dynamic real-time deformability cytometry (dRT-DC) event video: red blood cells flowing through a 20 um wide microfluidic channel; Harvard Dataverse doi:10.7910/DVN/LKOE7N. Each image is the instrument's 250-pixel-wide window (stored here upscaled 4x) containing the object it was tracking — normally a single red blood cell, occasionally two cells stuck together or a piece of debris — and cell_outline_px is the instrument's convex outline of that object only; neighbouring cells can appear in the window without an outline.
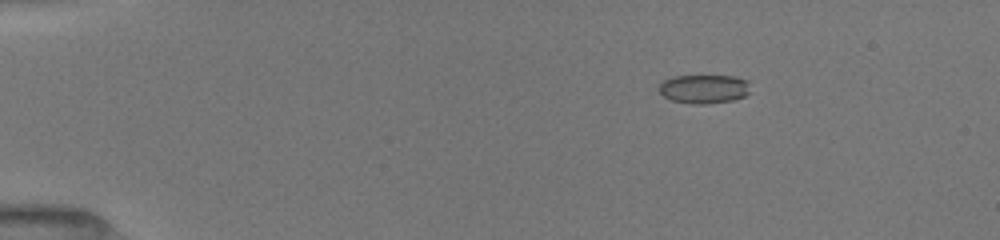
{"species": "common noctule bat (a hibernating species)", "species_latin": "Nyctalus noctula", "temperature_condition": "room temperature", "stored_images_in_passage": 7, "camera_frame_rate_fps": 3000, "um_per_image_px": 0.085, "animal": {"sex": "female", "body_mass_g": 19.5, "forearm_length_mm": 54.1}, "frame": {"image": 1, "passage_image": 3, "time_ms": 2.333, "image_size_px": [1000, 240], "cell_outline_px": [[748, 92], [744, 96], [732, 100], [708, 104], [692, 104], [672, 100], [664, 96], [656, 88], [664, 80], [672, 76], [736, 76], [748, 80]], "centroid_in_image_um": [59.81, 7.55], "position_along_channel_um": 25.2, "area_um2": 15.37}}
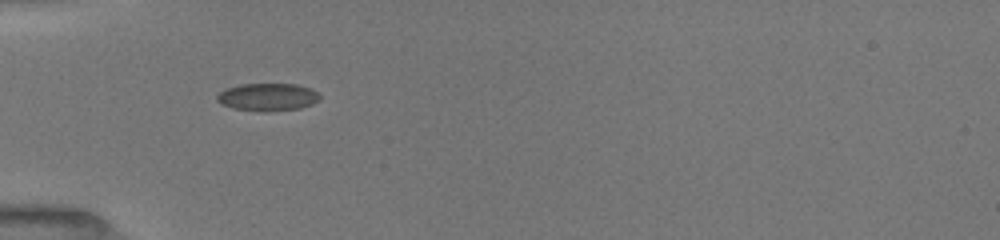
{"frame": {"image": 2, "passage_image": 6, "time_ms": 5.333, "image_size_px": [1000, 240], "cell_outline_px": [[320, 100], [312, 104], [300, 108], [264, 112], [232, 108], [220, 104], [216, 100], [216, 96], [224, 88], [240, 84], [296, 84], [312, 88], [320, 96]], "centroid_in_image_um": [22.73, 8.25], "position_along_channel_um": 62.3, "area_um2": 16.76}}
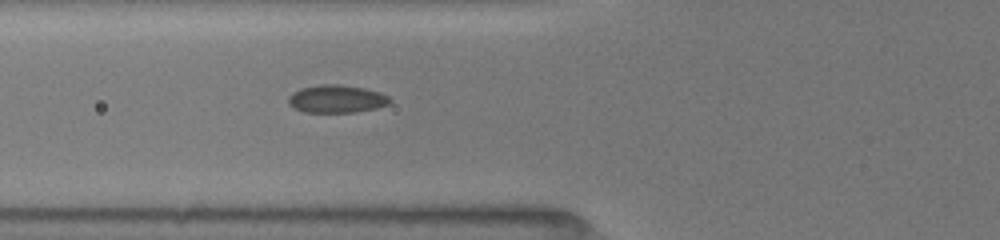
{"frame": {"image": 3, "passage_image": 7, "time_ms": 6.333, "image_size_px": [1000, 240], "cell_outline_px": [[392, 100], [388, 104], [376, 108], [356, 112], [304, 112], [288, 104], [288, 96], [292, 92], [300, 88], [324, 84], [340, 84], [364, 88], [380, 92], [388, 96]], "centroid_in_image_um": [28.61, 8.4], "position_along_channel_um": 97.2, "area_um2": 16.47}}